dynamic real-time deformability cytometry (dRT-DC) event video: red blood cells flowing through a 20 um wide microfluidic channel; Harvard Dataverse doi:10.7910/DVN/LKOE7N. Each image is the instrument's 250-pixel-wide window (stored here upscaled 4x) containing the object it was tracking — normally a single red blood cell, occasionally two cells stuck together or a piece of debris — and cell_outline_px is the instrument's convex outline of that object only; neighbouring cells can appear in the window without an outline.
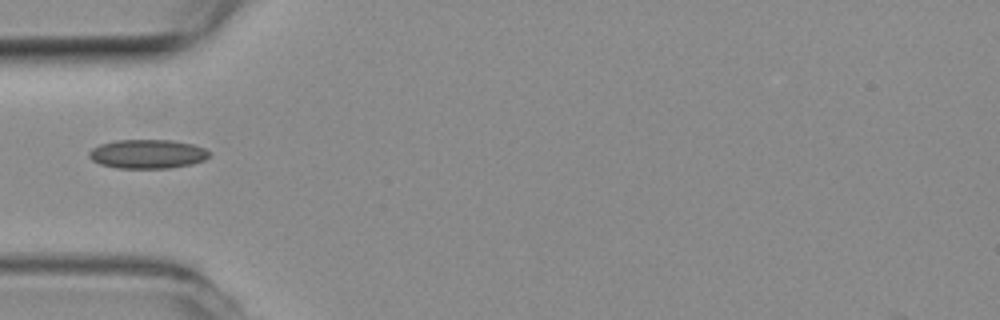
{"species": "common noctule bat (a hibernating species)", "species_latin": "Nyctalus noctula", "temperature_condition": "room temperature", "stored_images_in_passage": 38, "camera_frame_rate_fps": 3000, "um_per_image_px": 0.085, "animal": {"sex": "female", "body_mass_g": 19.3, "forearm_length_mm": 54.1}, "frame": {"image": 1, "passage_image": 1, "time_ms": 0.0, "image_size_px": [1000, 320], "cell_outline_px": [[212, 152], [204, 160], [192, 164], [168, 168], [116, 168], [100, 164], [92, 160], [88, 156], [88, 152], [92, 148], [100, 144], [116, 140], [172, 140], [192, 144], [204, 148]], "centroid_in_image_um": [12.53, 13.09], "position_along_channel_um": 72.5, "area_um2": 20.4}}
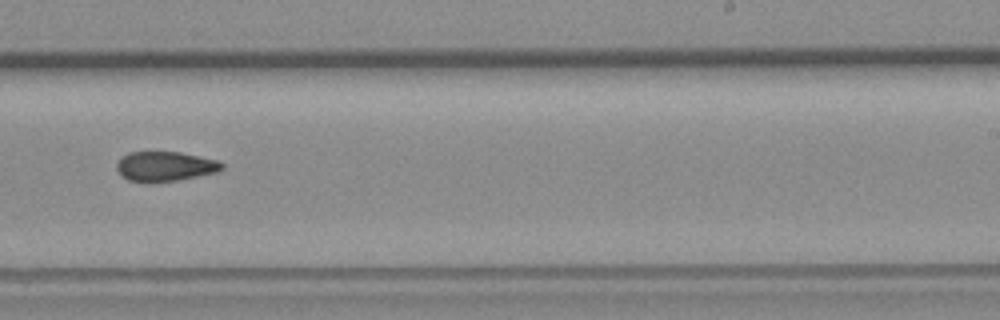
{"frame": {"image": 2, "passage_image": 17, "time_ms": 5.333, "image_size_px": [1000, 320], "cell_outline_px": [[224, 168], [220, 172], [176, 180], [152, 184], [148, 184], [128, 180], [116, 168], [116, 164], [128, 152], [180, 152], [216, 160], [224, 164]], "centroid_in_image_um": [14.05, 14.16], "position_along_channel_um": 274.9, "area_um2": 18.38}}
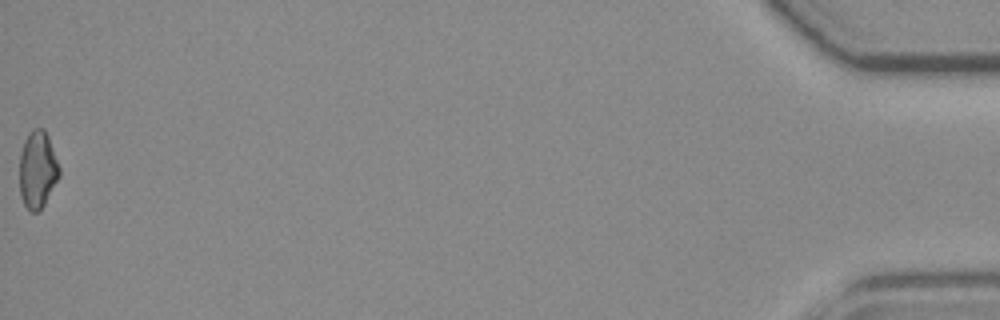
{"frame": {"image": 3, "passage_image": 38, "time_ms": 12.333, "image_size_px": [1000, 320], "cell_outline_px": [[60, 176], [44, 204], [36, 212], [32, 212], [24, 204], [20, 196], [20, 156], [24, 140], [28, 132], [32, 128], [44, 128], [48, 136], [60, 168]], "centroid_in_image_um": [3.19, 14.39], "position_along_channel_um": 432.0, "area_um2": 17.86}}